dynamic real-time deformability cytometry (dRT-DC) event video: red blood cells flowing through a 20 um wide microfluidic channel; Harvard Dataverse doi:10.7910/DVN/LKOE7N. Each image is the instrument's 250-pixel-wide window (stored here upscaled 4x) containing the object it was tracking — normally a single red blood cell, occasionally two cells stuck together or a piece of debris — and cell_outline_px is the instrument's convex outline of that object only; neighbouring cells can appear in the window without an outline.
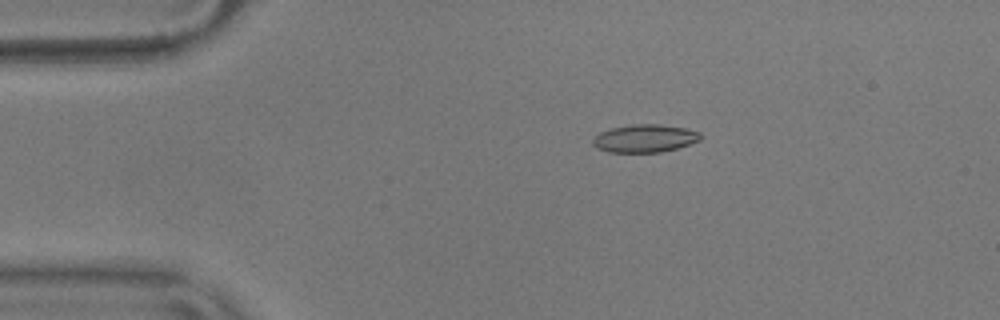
{"species": "common noctule bat (a hibernating species)", "species_latin": "Nyctalus noctula", "temperature_condition": "warm", "stored_images_in_passage": 55, "camera_frame_rate_fps": 3000, "um_per_image_px": 0.085, "animal": {"sex": "male", "body_mass_g": 17.9}, "frame": {"image": 1, "passage_image": 10, "time_ms": 3.0, "image_size_px": [1000, 320], "cell_outline_px": [[700, 140], [676, 148], [660, 152], [608, 152], [596, 148], [592, 144], [592, 140], [600, 132], [612, 128], [632, 124], [660, 124], [684, 128], [700, 132]], "centroid_in_image_um": [54.77, 11.76], "position_along_channel_um": 30.2, "area_um2": 17.34}}
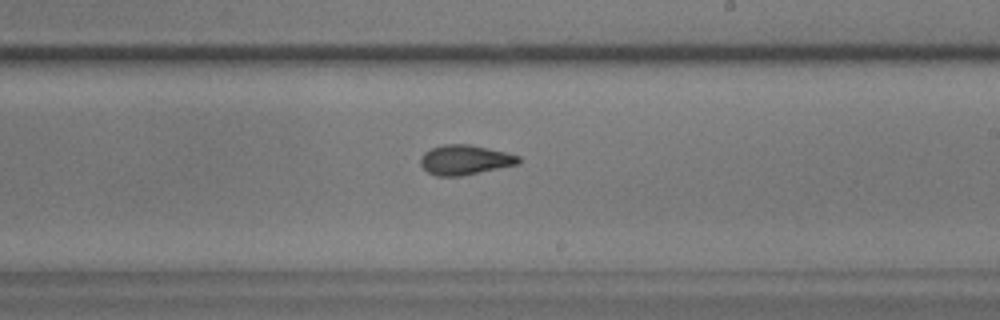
{"frame": {"image": 2, "passage_image": 32, "time_ms": 10.333, "image_size_px": [1000, 320], "cell_outline_px": [[520, 164], [460, 176], [436, 176], [428, 172], [420, 164], [420, 160], [424, 152], [432, 148], [444, 144], [468, 144], [508, 152], [520, 156]], "centroid_in_image_um": [39.54, 13.59], "position_along_channel_um": 249.5, "area_um2": 17.05}}
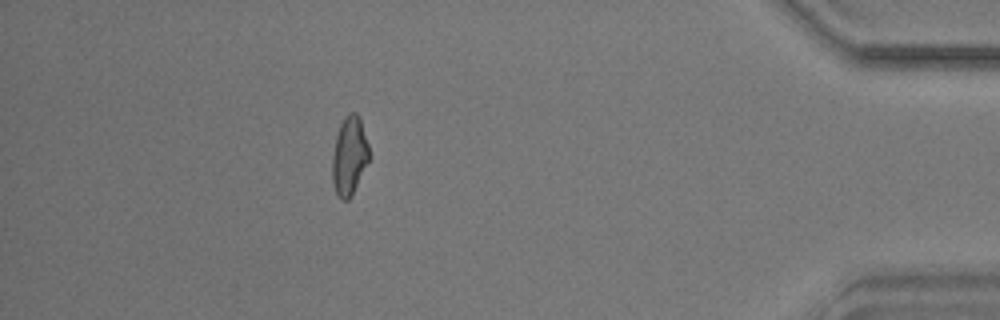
{"frame": {"image": 3, "passage_image": 49, "time_ms": 16.0, "image_size_px": [1000, 320], "cell_outline_px": [[368, 160], [352, 196], [348, 200], [340, 200], [336, 196], [332, 180], [332, 156], [336, 136], [340, 124], [344, 116], [348, 112], [356, 112], [360, 116], [368, 144]], "centroid_in_image_um": [29.67, 13.25], "position_along_channel_um": 405.5, "area_um2": 16.99}, "authors_computed_cell_mechanics": {"area_um2": 17.1088, "velocity_mm_per_s": 3.6272, "shape_relaxation_time_tau1_ms": 4.8195, "shape_relaxation_time_tau2_ms": 2.5789, "deformation_change_tau1": 0.1408, "deformation_change_tau2": 0.0923}}